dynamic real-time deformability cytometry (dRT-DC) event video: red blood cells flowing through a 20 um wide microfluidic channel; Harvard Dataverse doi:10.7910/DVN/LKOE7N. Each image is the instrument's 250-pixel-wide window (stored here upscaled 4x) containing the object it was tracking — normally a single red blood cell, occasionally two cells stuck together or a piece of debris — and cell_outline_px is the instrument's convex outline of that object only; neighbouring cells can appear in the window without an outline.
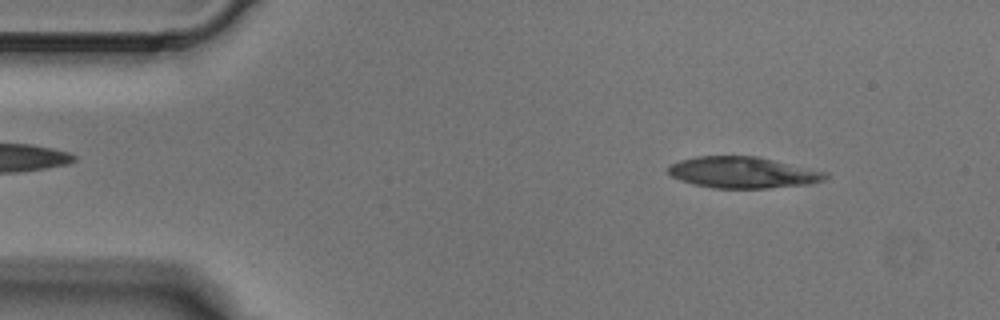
{"species": "Egyptian fruit bat (a non-hibernating species)", "species_latin": "Rousettus aegyptiacus", "temperature_condition": "cold", "stored_images_in_passage": 3, "camera_frame_rate_fps": 3000, "um_per_image_px": 0.085, "animal": {"sex": "male"}, "frame": {"image": 1, "passage_image": 1, "time_ms": 0.0, "image_size_px": [1000, 320], "cell_outline_px": [[828, 176], [824, 180], [812, 184], [768, 188], [712, 188], [680, 180], [672, 176], [668, 172], [668, 164], [680, 160], [696, 156], [756, 156], [828, 172]], "centroid_in_image_um": [63.15, 14.66], "position_along_channel_um": 21.8, "area_um2": 28.73}}
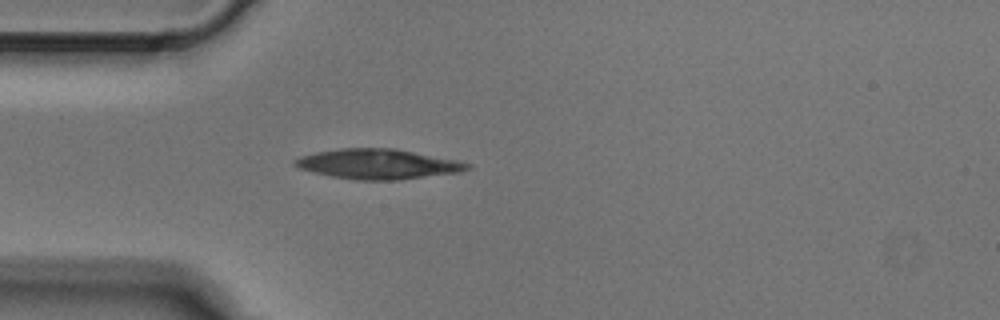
{"frame": {"image": 2, "passage_image": 3, "time_ms": 0.667, "image_size_px": [1000, 320], "cell_outline_px": [[472, 168], [460, 172], [400, 180], [356, 180], [332, 176], [312, 172], [296, 168], [292, 164], [292, 160], [300, 156], [316, 152], [344, 148], [396, 148], [456, 160], [472, 164]], "centroid_in_image_um": [32.11, 13.94], "position_along_channel_um": 52.9, "area_um2": 30.35}}